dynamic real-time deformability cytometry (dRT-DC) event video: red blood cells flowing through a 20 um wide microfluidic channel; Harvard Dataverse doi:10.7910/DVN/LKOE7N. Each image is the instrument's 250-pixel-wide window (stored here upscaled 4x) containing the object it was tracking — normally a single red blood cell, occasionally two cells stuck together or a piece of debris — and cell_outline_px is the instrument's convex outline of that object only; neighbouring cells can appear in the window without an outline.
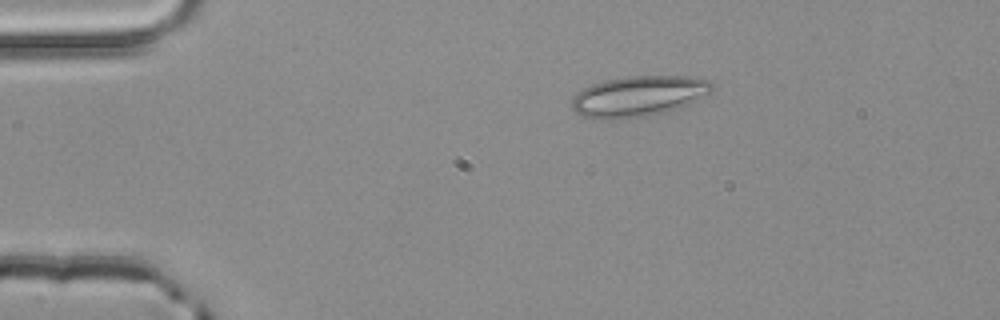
{"species": "common noctule bat (a hibernating species)", "species_latin": "Nyctalus noctula", "temperature_condition": "room temperature", "stored_images_in_passage": 3, "camera_frame_rate_fps": 3000, "um_per_image_px": 0.085, "animal": {"sex": "male", "body_mass_g": 20.4}, "frame": {"image": 1, "passage_image": 2, "time_ms": 0.333, "image_size_px": [1000, 320], "cell_outline_px": [[712, 92], [688, 104], [652, 116], [608, 120], [600, 120], [580, 116], [572, 108], [572, 96], [584, 88], [592, 84], [604, 80], [628, 76], [684, 76], [712, 80]], "centroid_in_image_um": [54.25, 8.19], "position_along_channel_um": 30.8, "area_um2": 33.47}}